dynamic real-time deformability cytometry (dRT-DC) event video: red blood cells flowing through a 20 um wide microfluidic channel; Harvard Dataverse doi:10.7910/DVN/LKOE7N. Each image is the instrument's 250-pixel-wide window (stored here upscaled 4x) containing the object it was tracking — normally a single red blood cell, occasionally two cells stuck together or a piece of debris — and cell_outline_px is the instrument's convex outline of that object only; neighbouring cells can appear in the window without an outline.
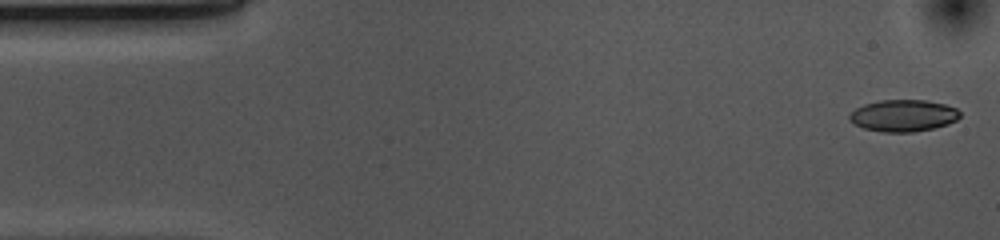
{"species": "common noctule bat (a hibernating species)", "species_latin": "Nyctalus noctula", "temperature_condition": "cold", "stored_images_in_passage": 52, "camera_frame_rate_fps": 3000, "um_per_image_px": 0.085, "animal": {"sex": "female", "body_mass_g": 10.0, "forearm_length_mm": 53.1}, "frame": {"image": 1, "passage_image": 1, "time_ms": 0.0, "image_size_px": [1000, 240], "cell_outline_px": [[960, 116], [956, 120], [948, 124], [932, 128], [912, 132], [884, 132], [864, 128], [848, 120], [848, 116], [856, 108], [864, 104], [880, 100], [928, 100], [944, 104], [956, 108], [960, 112]], "centroid_in_image_um": [76.78, 9.82], "position_along_channel_um": 8.2, "area_um2": 20.4}}
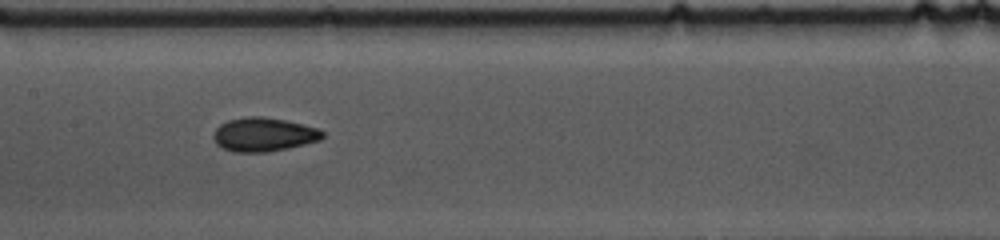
{"frame": {"image": 2, "passage_image": 24, "time_ms": 7.667, "image_size_px": [1000, 240], "cell_outline_px": [[324, 136], [320, 140], [288, 148], [268, 152], [236, 152], [224, 148], [216, 144], [212, 136], [212, 132], [220, 124], [228, 120], [248, 116], [260, 116], [284, 120], [320, 128], [324, 132]], "centroid_in_image_um": [22.41, 11.43], "position_along_channel_um": 185.0, "area_um2": 21.56}}
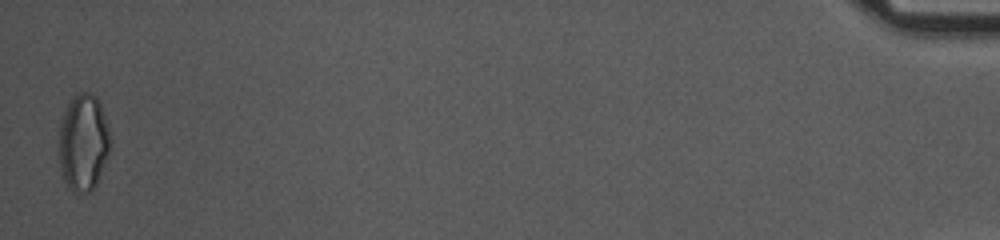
{"frame": {"image": 3, "passage_image": 52, "time_ms": 17.0, "image_size_px": [1000, 240], "cell_outline_px": [[108, 156], [96, 184], [88, 192], [80, 196], [76, 196], [68, 188], [64, 180], [60, 168], [60, 124], [64, 112], [72, 96], [76, 92], [92, 92], [96, 96], [100, 104], [108, 128]], "centroid_in_image_um": [7.06, 12.14], "position_along_channel_um": 428.1, "area_um2": 28.84}, "authors_computed_cell_mechanics": {"area_um2": 20.8947, "velocity_mm_per_s": 3.6901, "shape_relaxation_time_tau1_ms": 4.9609, "shape_relaxation_time_tau2_ms": 3.4698, "deformation_change_tau1": 0.128, "deformation_change_tau2": 0.0829}}